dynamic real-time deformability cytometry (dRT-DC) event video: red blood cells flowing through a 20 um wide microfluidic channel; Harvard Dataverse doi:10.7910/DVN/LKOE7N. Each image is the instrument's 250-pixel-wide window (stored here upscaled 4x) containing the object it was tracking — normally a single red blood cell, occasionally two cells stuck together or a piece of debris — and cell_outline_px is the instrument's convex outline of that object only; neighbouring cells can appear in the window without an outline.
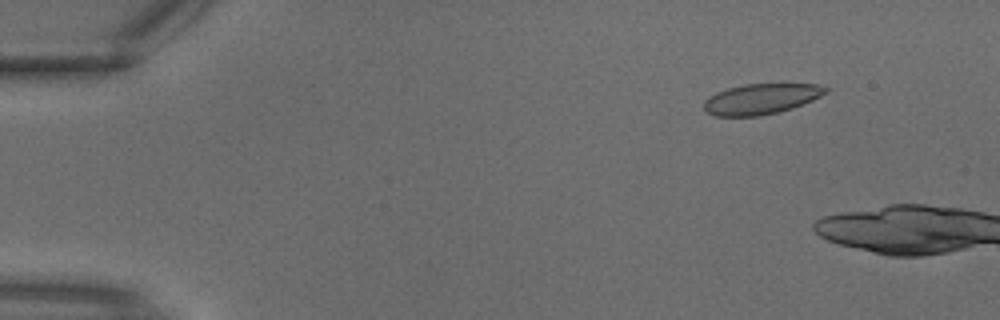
{"species": "common noctule bat (a hibernating species)", "species_latin": "Nyctalus noctula", "temperature_condition": "warm", "stored_images_in_passage": 2, "camera_frame_rate_fps": 3000, "um_per_image_px": 0.085, "animal": {"sex": "male", "body_mass_g": 18.8}, "frame": {"image": 1, "passage_image": 1, "time_ms": 0.0, "image_size_px": [1000, 320], "cell_outline_px": [[828, 92], [804, 104], [792, 108], [760, 116], [712, 116], [704, 112], [704, 100], [708, 96], [716, 92], [728, 88], [744, 84], [816, 84], [828, 88]], "centroid_in_image_um": [64.64, 8.41], "position_along_channel_um": 20.4, "area_um2": 21.73}}